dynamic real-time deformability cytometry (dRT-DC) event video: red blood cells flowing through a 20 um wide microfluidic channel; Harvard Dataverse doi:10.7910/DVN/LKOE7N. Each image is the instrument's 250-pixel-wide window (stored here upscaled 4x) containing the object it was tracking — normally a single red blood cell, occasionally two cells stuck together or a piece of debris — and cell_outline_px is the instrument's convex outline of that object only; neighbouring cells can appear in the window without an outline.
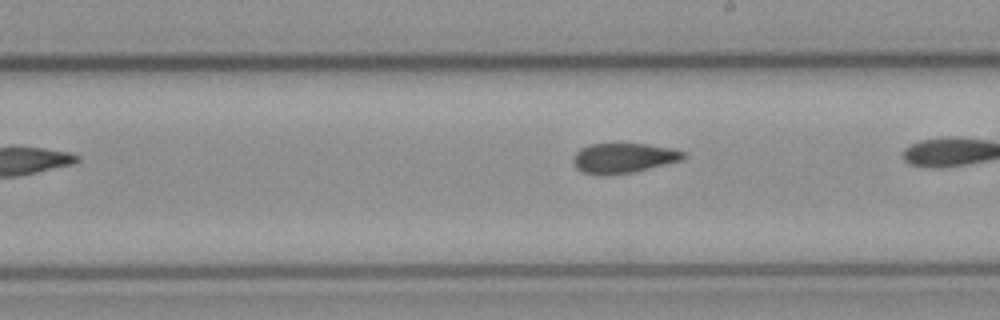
{"species": "common noctule bat (a hibernating species)", "species_latin": "Nyctalus noctula", "temperature_condition": "cold", "stored_images_in_passage": 26, "camera_frame_rate_fps": 3000, "um_per_image_px": 0.085, "animal": {"sex": "female", "body_mass_g": 21.9}, "frame": {"image": 1, "passage_image": 15, "time_ms": 4.667, "image_size_px": [1000, 320], "cell_outline_px": [[688, 156], [680, 160], [632, 172], [600, 176], [584, 172], [576, 168], [572, 160], [572, 156], [580, 148], [588, 144], [644, 144], [672, 148], [684, 152]], "centroid_in_image_um": [52.94, 13.43], "position_along_channel_um": 236.1, "area_um2": 19.13}}